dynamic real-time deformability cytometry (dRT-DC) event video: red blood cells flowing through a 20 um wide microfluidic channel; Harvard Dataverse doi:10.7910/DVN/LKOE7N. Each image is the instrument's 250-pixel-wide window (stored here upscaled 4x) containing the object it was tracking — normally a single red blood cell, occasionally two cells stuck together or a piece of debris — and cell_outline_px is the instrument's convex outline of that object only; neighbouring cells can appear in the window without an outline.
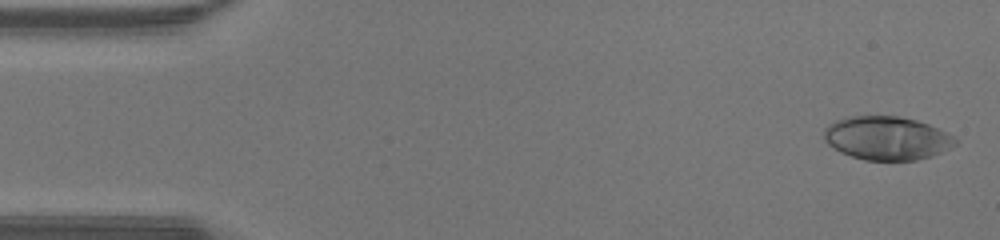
{"species": "human", "species_latin": "Homo sapiens", "temperature_condition": "warm", "stored_images_in_passage": 47, "camera_frame_rate_fps": 3000, "um_per_image_px": 0.085, "donor": {"sex": "male"}, "frame": {"image": 1, "passage_image": 2, "time_ms": 0.333, "image_size_px": [1000, 240], "cell_outline_px": [[960, 140], [956, 144], [940, 152], [916, 160], [864, 160], [840, 152], [832, 148], [824, 140], [824, 128], [828, 124], [836, 120], [852, 116], [900, 116], [916, 120], [928, 124]], "centroid_in_image_um": [75.33, 11.74], "position_along_channel_um": 9.7, "area_um2": 33.12}}
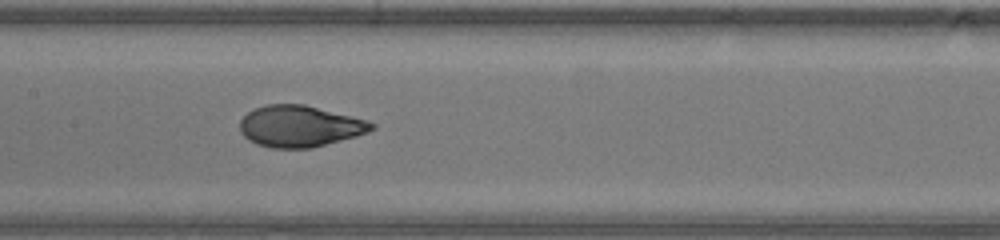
{"frame": {"image": 2, "passage_image": 23, "time_ms": 7.333, "image_size_px": [1000, 240], "cell_outline_px": [[376, 128], [368, 132], [356, 136], [312, 148], [272, 148], [256, 144], [248, 140], [240, 132], [240, 120], [248, 112], [256, 108], [268, 104], [304, 104], [368, 120], [376, 124]], "centroid_in_image_um": [25.49, 10.73], "position_along_channel_um": 181.9, "area_um2": 31.85}}
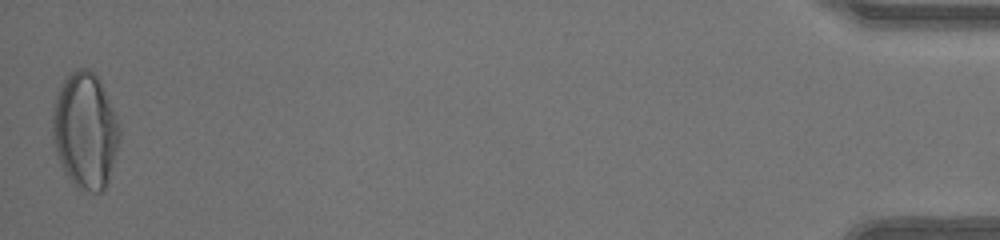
{"frame": {"image": 3, "passage_image": 47, "time_ms": 15.333, "image_size_px": [1000, 240], "cell_outline_px": [[120, 140], [108, 180], [104, 192], [88, 192], [76, 188], [72, 184], [64, 172], [56, 156], [52, 136], [52, 104], [56, 92], [60, 84], [68, 72], [76, 68], [88, 68], [96, 72], [100, 80], [120, 128]], "centroid_in_image_um": [7.2, 11.09], "position_along_channel_um": 428.0, "area_um2": 46.18}, "authors_computed_cell_mechanics": {"area_um2": 33.0038, "velocity_mm_per_s": 4.3718, "shape_relaxation_time_tau1_ms": 5.219, "shape_relaxation_time_tau2_ms": null, "deformation_change_tau1": 0.2663, "deformation_change_tau2": null}}